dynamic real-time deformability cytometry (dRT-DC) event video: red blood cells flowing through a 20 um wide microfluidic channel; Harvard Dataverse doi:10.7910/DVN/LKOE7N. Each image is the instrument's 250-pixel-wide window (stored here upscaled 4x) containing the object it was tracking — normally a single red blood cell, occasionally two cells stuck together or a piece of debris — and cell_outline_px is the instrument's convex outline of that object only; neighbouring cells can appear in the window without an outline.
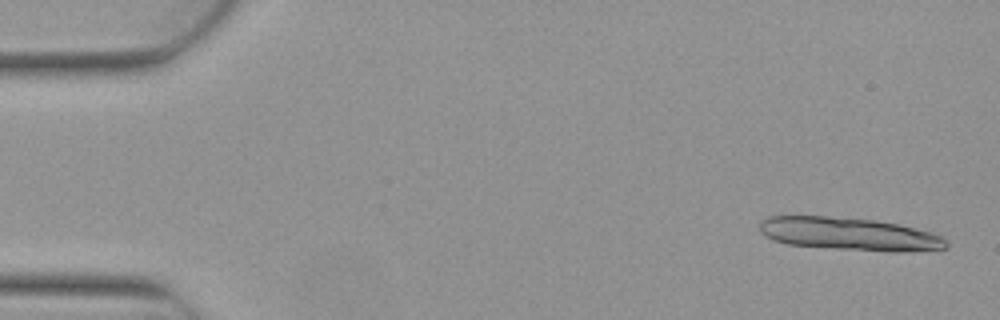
{"species": "Egyptian fruit bat (a non-hibernating species)", "species_latin": "Rousettus aegyptiacus", "temperature_condition": "warm", "stored_images_in_passage": 6, "camera_frame_rate_fps": 3000, "um_per_image_px": 0.085, "animal": {"sex": "female"}, "frame": {"image": 1, "passage_image": 1, "time_ms": 0.0, "image_size_px": [1000, 320], "cell_outline_px": [[948, 248], [904, 252], [888, 252], [788, 244], [764, 236], [760, 232], [760, 220], [768, 216], [828, 216], [876, 220], [896, 224], [932, 232], [940, 236], [948, 244]], "centroid_in_image_um": [72.18, 19.88], "position_along_channel_um": 12.8, "area_um2": 35.55}}
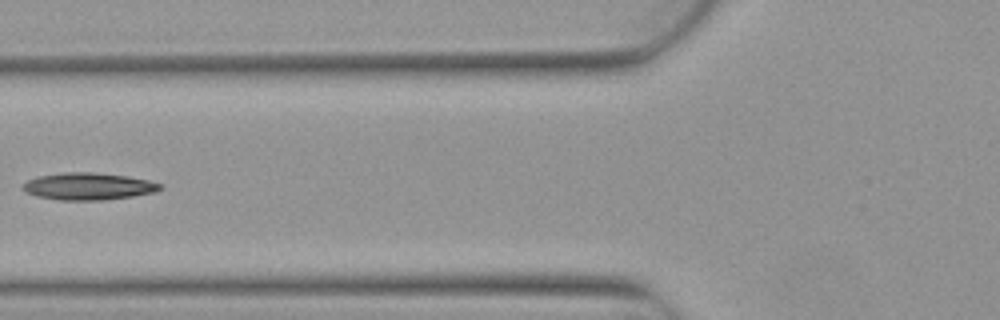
{"frame": {"image": 2, "passage_image": 5, "time_ms": 1.333, "image_size_px": [1000, 320], "cell_outline_px": [[164, 188], [156, 192], [132, 196], [104, 200], [60, 200], [36, 196], [24, 192], [20, 188], [28, 180], [36, 176], [64, 172], [96, 172], [124, 176], [148, 180], [160, 184]], "centroid_in_image_um": [7.47, 15.84], "position_along_channel_um": 118.3, "area_um2": 21.79}}
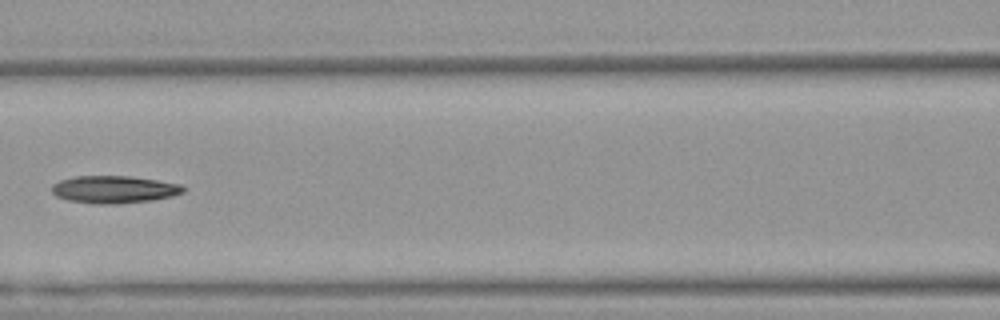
{"frame": {"image": 3, "passage_image": 6, "time_ms": 1.667, "image_size_px": [1000, 320], "cell_outline_px": [[184, 192], [172, 196], [152, 200], [116, 204], [96, 204], [68, 200], [56, 196], [52, 192], [52, 184], [60, 180], [76, 176], [132, 176], [180, 184], [184, 188]], "centroid_in_image_um": [9.68, 16.1], "position_along_channel_um": 156.9, "area_um2": 20.98}}